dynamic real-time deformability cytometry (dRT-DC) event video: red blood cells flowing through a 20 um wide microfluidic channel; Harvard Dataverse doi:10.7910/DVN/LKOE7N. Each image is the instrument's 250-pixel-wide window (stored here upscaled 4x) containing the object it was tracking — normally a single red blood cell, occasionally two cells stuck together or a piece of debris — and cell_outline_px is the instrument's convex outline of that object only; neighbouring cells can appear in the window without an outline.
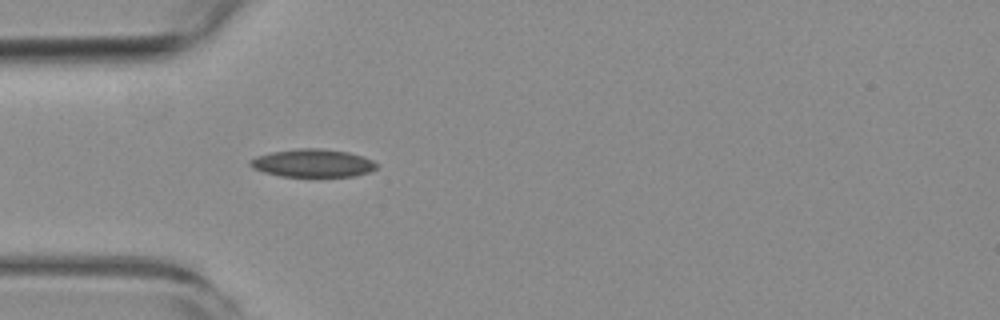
{"species": "common noctule bat (a hibernating species)", "species_latin": "Nyctalus noctula", "temperature_condition": "room temperature", "stored_images_in_passage": 3, "camera_frame_rate_fps": 3000, "um_per_image_px": 0.085, "animal": {"sex": "female", "body_mass_g": 19.3, "forearm_length_mm": 54.1}, "frame": {"image": 1, "passage_image": 3, "time_ms": 2.333, "image_size_px": [1000, 320], "cell_outline_px": [[376, 168], [372, 172], [352, 176], [280, 176], [264, 172], [252, 168], [248, 164], [248, 160], [256, 156], [272, 152], [300, 148], [320, 148], [348, 152], [364, 156], [372, 160], [376, 164]], "centroid_in_image_um": [26.57, 13.86], "position_along_channel_um": 58.4, "area_um2": 20.63}}